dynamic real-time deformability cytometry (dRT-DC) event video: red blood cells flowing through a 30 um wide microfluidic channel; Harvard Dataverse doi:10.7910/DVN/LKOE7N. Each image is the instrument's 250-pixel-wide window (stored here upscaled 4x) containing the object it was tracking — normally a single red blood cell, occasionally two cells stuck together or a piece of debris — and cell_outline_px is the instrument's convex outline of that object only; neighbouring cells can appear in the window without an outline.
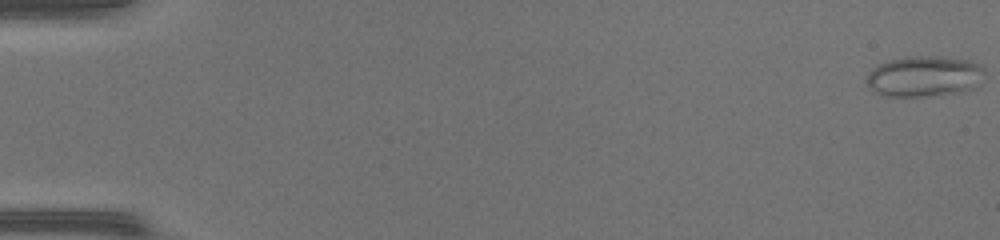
{"species": "common noctule bat (a hibernating species)", "species_latin": "Nyctalus noctula", "temperature_condition": "warm", "stored_images_in_passage": 47, "camera_frame_rate_fps": 3000, "um_per_image_px": 0.085, "animal": {"sex": "female", "body_mass_g": 17.0, "forearm_length_mm": 48.0}, "frame": {"image": 1, "passage_image": 1, "time_ms": 0.0, "image_size_px": [1000, 240], "cell_outline_px": [[980, 68], [972, 88], [956, 92], [920, 96], [880, 96], [868, 84], [868, 76], [872, 68], [888, 60], [908, 56], [940, 56], [968, 60], [976, 64]], "centroid_in_image_um": [78.42, 6.47], "position_along_channel_um": 6.6, "area_um2": 26.88}}
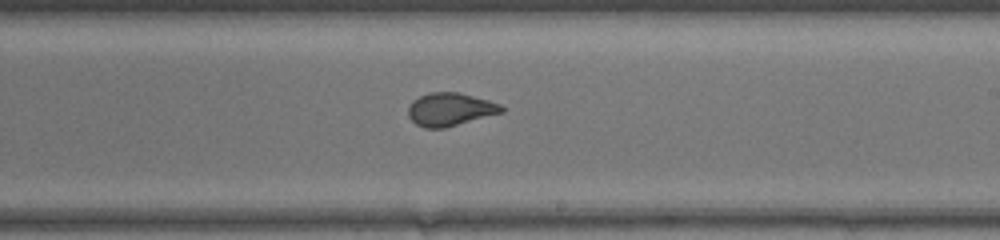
{"frame": {"image": 2, "passage_image": 30, "time_ms": 9.667, "image_size_px": [1000, 240], "cell_outline_px": [[504, 112], [444, 128], [424, 128], [416, 124], [408, 116], [408, 108], [412, 100], [428, 92], [460, 92], [488, 100], [500, 104], [504, 108]], "centroid_in_image_um": [38.25, 9.29], "position_along_channel_um": 250.8, "area_um2": 18.03}}
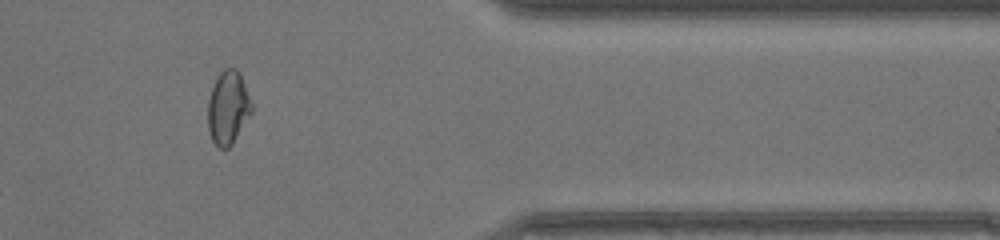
{"frame": {"image": 3, "passage_image": 41, "time_ms": 13.333, "image_size_px": [1000, 240], "cell_outline_px": [[252, 112], [232, 144], [228, 148], [220, 148], [212, 140], [208, 128], [208, 100], [212, 88], [220, 72], [224, 68], [236, 68], [240, 72], [252, 104]], "centroid_in_image_um": [19.39, 9.14], "position_along_channel_um": 392.0, "area_um2": 18.55}}